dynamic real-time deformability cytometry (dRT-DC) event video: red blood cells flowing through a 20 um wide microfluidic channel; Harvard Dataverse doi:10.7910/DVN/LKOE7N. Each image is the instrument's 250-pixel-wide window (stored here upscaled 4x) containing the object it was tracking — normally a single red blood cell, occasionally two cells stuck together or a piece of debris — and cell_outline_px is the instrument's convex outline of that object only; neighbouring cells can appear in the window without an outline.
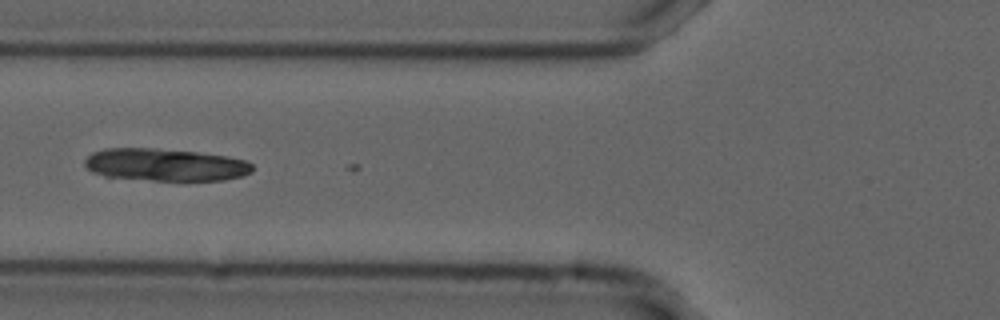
{"species": "common noctule bat (a hibernating species)", "species_latin": "Nyctalus noctula", "temperature_condition": "cold", "stored_images_in_passage": 6, "camera_frame_rate_fps": 3000, "um_per_image_px": 0.085, "animal": {"sex": "male", "forearm_length_mm": 52.5}, "frame": {"image": 1, "passage_image": 4, "time_ms": 1.0, "image_size_px": [1000, 320], "cell_outline_px": [[252, 172], [244, 176], [224, 180], [152, 180], [104, 176], [92, 172], [84, 164], [84, 160], [92, 152], [104, 148], [156, 148], [196, 152], [228, 156], [244, 160], [252, 164]], "centroid_in_image_um": [14.04, 14.0], "position_along_channel_um": 111.8, "area_um2": 31.73}}